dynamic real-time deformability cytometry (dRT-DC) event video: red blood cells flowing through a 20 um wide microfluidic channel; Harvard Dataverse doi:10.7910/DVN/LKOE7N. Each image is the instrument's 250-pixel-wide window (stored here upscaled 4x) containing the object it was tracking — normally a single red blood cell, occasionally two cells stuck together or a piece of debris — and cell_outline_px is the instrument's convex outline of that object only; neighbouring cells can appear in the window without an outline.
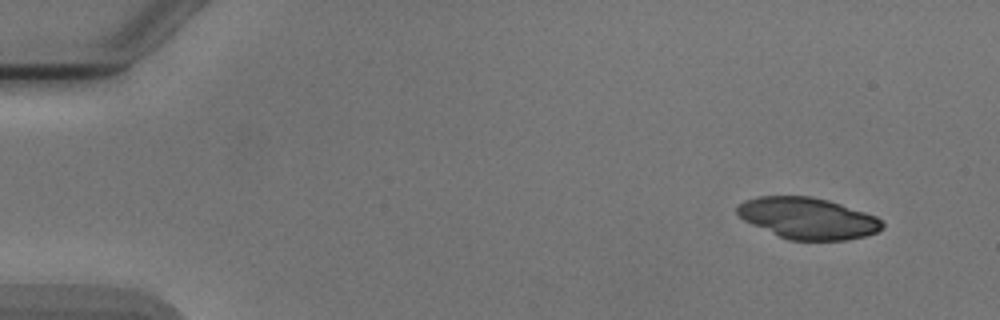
{"species": "Egyptian fruit bat (a non-hibernating species)", "species_latin": "Rousettus aegyptiacus", "temperature_condition": "cold", "stored_images_in_passage": 6, "camera_frame_rate_fps": 3000, "um_per_image_px": 0.085, "animal": {"sex": "male"}, "frame": {"image": 1, "passage_image": 1, "time_ms": 0.0, "image_size_px": [1000, 320], "cell_outline_px": [[884, 228], [876, 232], [864, 236], [848, 240], [788, 240], [752, 224], [744, 220], [736, 212], [736, 208], [744, 200], [760, 196], [812, 196], [828, 200], [876, 216], [884, 224]], "centroid_in_image_um": [68.66, 18.55], "position_along_channel_um": 16.3, "area_um2": 34.74}}
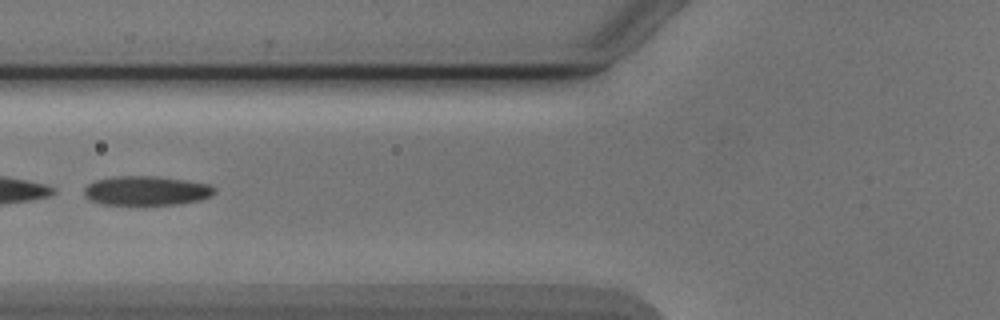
{"frame": {"image": 2, "passage_image": 5, "time_ms": 5.667, "image_size_px": [1000, 320], "cell_outline_px": [[216, 192], [212, 196], [200, 200], [180, 204], [144, 208], [104, 204], [88, 200], [84, 196], [84, 188], [88, 184], [96, 180], [112, 176], [156, 176], [184, 180], [208, 184], [216, 188]], "centroid_in_image_um": [12.42, 16.26], "position_along_channel_um": 113.4, "area_um2": 23.41}}
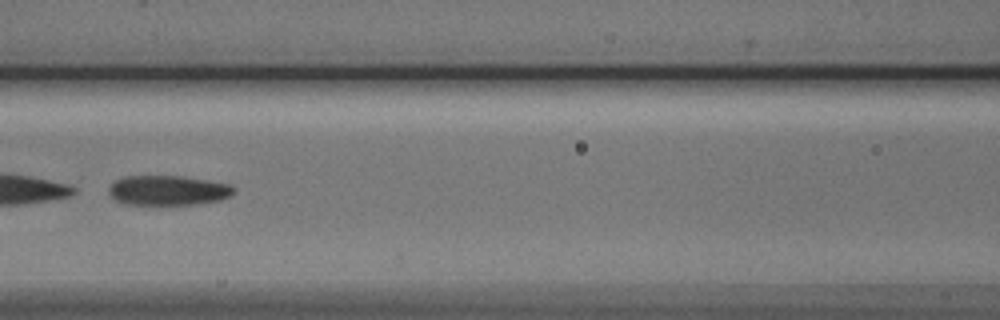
{"frame": {"image": 3, "passage_image": 6, "time_ms": 6.667, "image_size_px": [1000, 320], "cell_outline_px": [[236, 192], [232, 196], [220, 200], [196, 204], [124, 204], [116, 200], [108, 192], [108, 188], [116, 180], [124, 176], [184, 176], [232, 184], [236, 188]], "centroid_in_image_um": [14.35, 16.17], "position_along_channel_um": 152.3, "area_um2": 21.91}}